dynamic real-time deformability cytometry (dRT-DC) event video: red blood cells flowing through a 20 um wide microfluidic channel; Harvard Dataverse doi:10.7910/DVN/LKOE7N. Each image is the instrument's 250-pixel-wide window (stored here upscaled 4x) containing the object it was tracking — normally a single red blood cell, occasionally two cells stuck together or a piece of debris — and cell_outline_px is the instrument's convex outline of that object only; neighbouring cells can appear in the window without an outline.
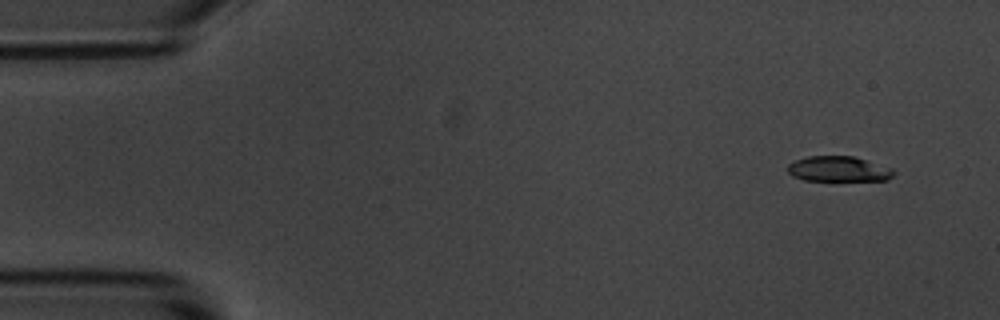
{"species": "common noctule bat (a hibernating species)", "species_latin": "Nyctalus noctula", "temperature_condition": "room temperature", "stored_images_in_passage": 5, "segment_of_instrument_passage": [1, 2], "camera_frame_rate_fps": 3000, "um_per_image_px": 0.085, "animal": {"sex": "male", "body_mass_g": 20.1, "forearm_length_mm": 53.5}, "frame": {"image": 1, "passage_image": 1, "time_ms": 0.0, "image_size_px": [1000, 320], "cell_outline_px": [[896, 172], [888, 180], [804, 180], [792, 176], [788, 172], [788, 164], [796, 160], [808, 156], [852, 156], [892, 168]], "centroid_in_image_um": [71.27, 14.36], "position_along_channel_um": 13.7, "area_um2": 15.49}}
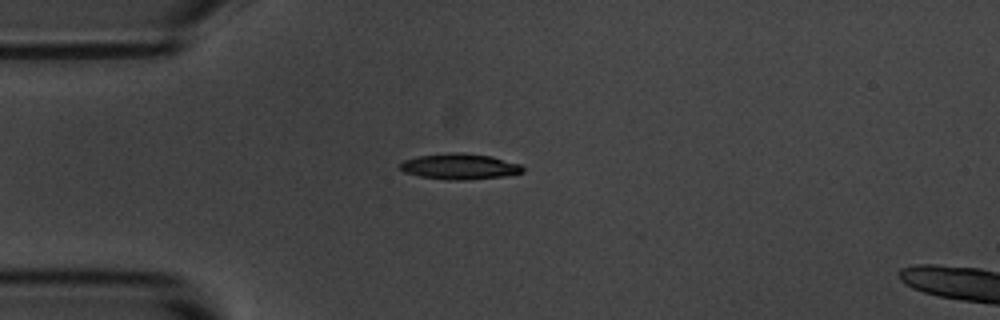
{"frame": {"image": 2, "passage_image": 4, "time_ms": 3.333, "image_size_px": [1000, 320], "cell_outline_px": [[524, 172], [504, 176], [464, 180], [448, 180], [420, 176], [404, 172], [400, 168], [400, 164], [404, 160], [416, 156], [452, 152], [464, 152], [492, 156], [520, 164], [524, 168]], "centroid_in_image_um": [39.08, 14.14], "position_along_channel_um": 45.9, "area_um2": 18.5}}